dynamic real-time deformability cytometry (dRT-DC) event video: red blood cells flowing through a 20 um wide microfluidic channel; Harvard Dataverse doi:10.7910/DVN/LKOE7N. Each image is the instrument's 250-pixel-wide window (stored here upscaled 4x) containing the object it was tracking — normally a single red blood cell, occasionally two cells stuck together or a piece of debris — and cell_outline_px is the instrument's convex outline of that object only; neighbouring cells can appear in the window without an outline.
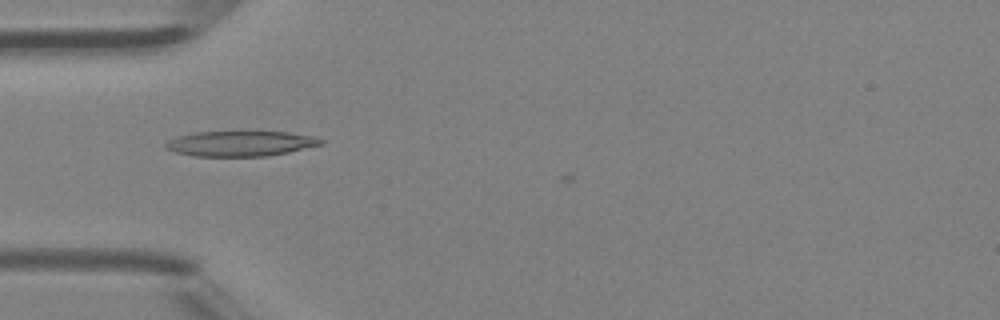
{"species": "Egyptian fruit bat (a non-hibernating species)", "species_latin": "Rousettus aegyptiacus", "temperature_condition": "room temperature", "stored_images_in_passage": 10, "camera_frame_rate_fps": 3000, "um_per_image_px": 0.085, "animal": {"sex": "female"}, "frame": {"image": 1, "passage_image": 8, "time_ms": 2.333, "image_size_px": [1000, 320], "cell_outline_px": [[324, 144], [288, 152], [268, 156], [192, 156], [176, 152], [164, 148], [164, 144], [168, 140], [176, 136], [196, 132], [288, 132], [316, 136], [324, 140]], "centroid_in_image_um": [20.45, 12.2], "position_along_channel_um": 64.6, "area_um2": 22.95}}